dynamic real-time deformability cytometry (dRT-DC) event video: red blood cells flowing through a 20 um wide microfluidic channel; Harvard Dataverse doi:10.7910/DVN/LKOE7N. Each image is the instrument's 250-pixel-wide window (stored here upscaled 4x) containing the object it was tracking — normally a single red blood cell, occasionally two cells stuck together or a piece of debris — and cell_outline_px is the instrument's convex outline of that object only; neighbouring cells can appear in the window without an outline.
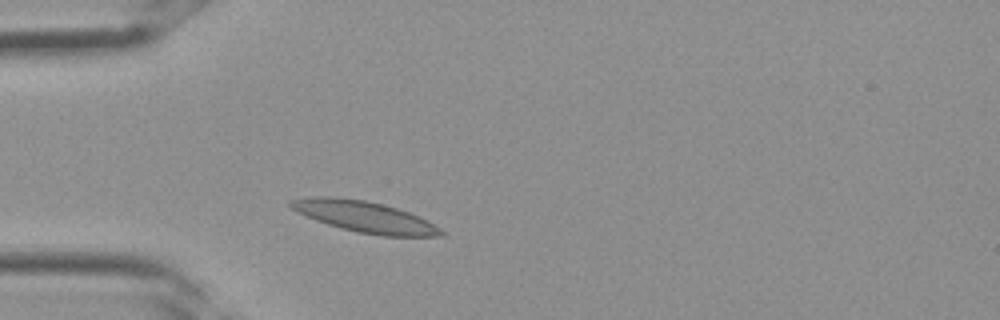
{"species": "Egyptian fruit bat (a non-hibernating species)", "species_latin": "Rousettus aegyptiacus", "temperature_condition": "room temperature", "stored_images_in_passage": 2, "camera_frame_rate_fps": 3000, "um_per_image_px": 0.085, "frame": {"image": 1, "passage_image": 2, "time_ms": 0.333, "image_size_px": [1000, 320], "cell_outline_px": [[448, 232], [444, 236], [380, 236], [360, 232], [328, 224], [316, 220], [292, 208], [288, 204], [292, 200], [308, 196], [336, 196], [364, 200], [396, 208], [408, 212], [428, 220]], "centroid_in_image_um": [31.06, 18.42], "position_along_channel_um": 53.9, "area_um2": 27.05}}